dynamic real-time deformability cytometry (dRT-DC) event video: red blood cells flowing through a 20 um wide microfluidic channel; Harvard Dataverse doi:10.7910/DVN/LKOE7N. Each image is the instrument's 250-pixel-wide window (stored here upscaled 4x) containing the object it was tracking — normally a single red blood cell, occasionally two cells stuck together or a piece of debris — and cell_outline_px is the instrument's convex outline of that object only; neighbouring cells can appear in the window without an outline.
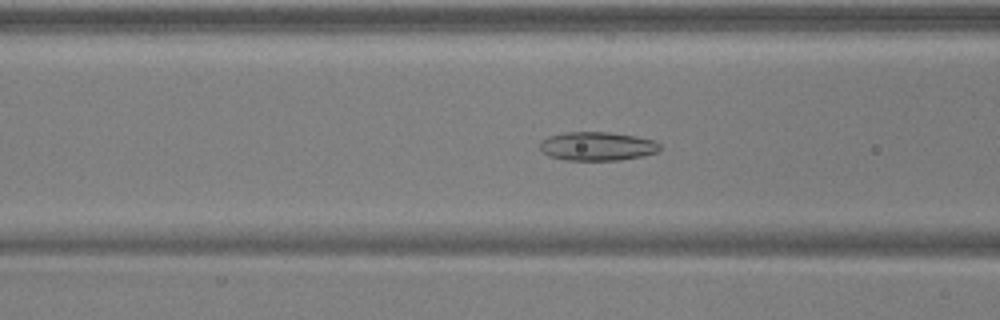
{"species": "common noctule bat (a hibernating species)", "species_latin": "Nyctalus noctula", "temperature_condition": "warm", "stored_images_in_passage": 53, "camera_frame_rate_fps": 3000, "um_per_image_px": 0.085, "animal": {"sex": "male", "body_mass_g": 17.9, "forearm_length_mm": 54.2}, "frame": {"image": 1, "passage_image": 21, "time_ms": 6.667, "image_size_px": [1000, 320], "cell_outline_px": [[660, 148], [656, 152], [644, 156], [620, 160], [564, 160], [548, 156], [540, 152], [540, 140], [548, 136], [564, 132], [608, 132], [636, 136], [656, 140], [660, 144]], "centroid_in_image_um": [50.74, 12.43], "position_along_channel_um": 115.9, "area_um2": 20.4}}
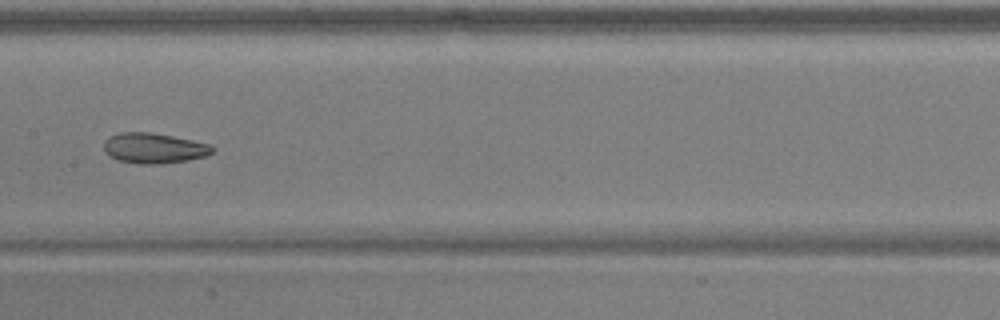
{"frame": {"image": 2, "passage_image": 27, "time_ms": 8.667, "image_size_px": [1000, 320], "cell_outline_px": [[216, 148], [212, 152], [204, 156], [188, 160], [160, 164], [136, 164], [120, 160], [104, 152], [104, 140], [108, 136], [120, 132], [148, 132], [172, 136], [192, 140], [208, 144]], "centroid_in_image_um": [13.06, 12.59], "position_along_channel_um": 194.3, "area_um2": 19.13}}
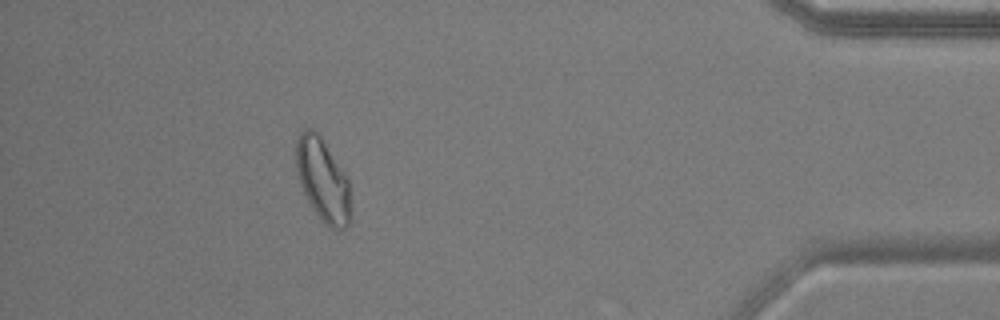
{"frame": {"image": 3, "passage_image": 47, "time_ms": 15.333, "image_size_px": [1000, 320], "cell_outline_px": [[352, 220], [344, 228], [332, 228], [312, 208], [300, 184], [296, 172], [296, 140], [300, 132], [304, 128], [312, 128], [320, 136], [348, 180], [352, 208]], "centroid_in_image_um": [27.44, 15.29], "position_along_channel_um": 407.8, "area_um2": 26.07}, "authors_computed_cell_mechanics": {"area_um2": 22.5998, "velocity_mm_per_s": 3.9131, "shape_relaxation_time_tau1_ms": null, "shape_relaxation_time_tau2_ms": 2.4349, "deformation_change_tau1": null, "deformation_change_tau2": 0.0853}}